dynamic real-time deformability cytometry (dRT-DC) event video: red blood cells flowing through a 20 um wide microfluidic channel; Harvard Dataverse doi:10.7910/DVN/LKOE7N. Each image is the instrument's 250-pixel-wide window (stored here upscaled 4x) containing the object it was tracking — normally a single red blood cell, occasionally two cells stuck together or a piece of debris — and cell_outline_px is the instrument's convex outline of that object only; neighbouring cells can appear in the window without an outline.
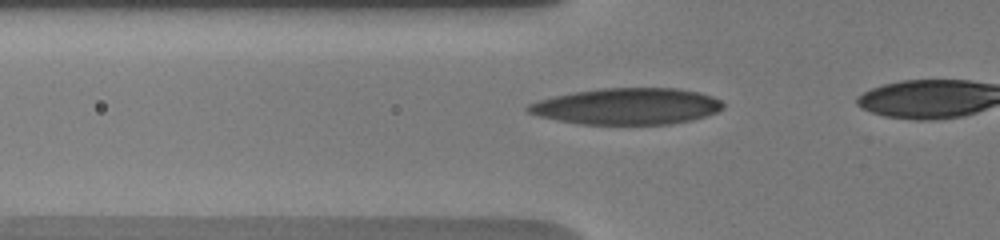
{"species": "human", "species_latin": "Homo sapiens", "temperature_condition": "warm", "stored_images_in_passage": 12, "segment_of_instrument_passage": [1, 2], "camera_frame_rate_fps": 3000, "um_per_image_px": 0.085, "donor": {"sex": "male"}, "frame": {"image": 1, "passage_image": 10, "time_ms": 4.667, "image_size_px": [1000, 240], "cell_outline_px": [[724, 108], [716, 112], [692, 120], [668, 124], [580, 124], [556, 120], [540, 116], [528, 112], [524, 108], [528, 104], [540, 100], [556, 96], [576, 92], [604, 88], [676, 88], [700, 92], [712, 96], [720, 100], [724, 104]], "centroid_in_image_um": [53.32, 9.04], "position_along_channel_um": 72.5, "area_um2": 41.15}}